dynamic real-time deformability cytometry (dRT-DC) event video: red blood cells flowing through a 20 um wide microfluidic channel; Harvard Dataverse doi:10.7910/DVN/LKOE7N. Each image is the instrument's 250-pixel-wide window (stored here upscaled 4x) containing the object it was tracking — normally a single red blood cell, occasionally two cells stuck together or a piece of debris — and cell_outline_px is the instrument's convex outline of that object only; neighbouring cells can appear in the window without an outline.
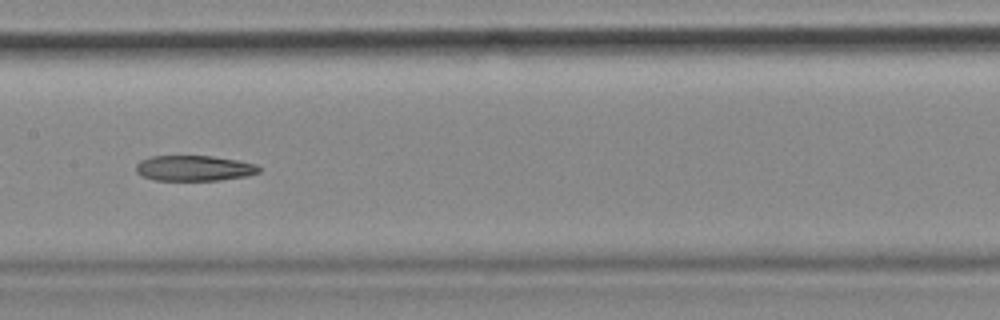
{"species": "common noctule bat (a hibernating species)", "species_latin": "Nyctalus noctula", "temperature_condition": "cold", "stored_images_in_passage": 39, "camera_frame_rate_fps": 3000, "um_per_image_px": 0.085, "animal": {"sex": "female", "body_mass_g": 18.4}, "frame": {"image": 1, "passage_image": 12, "time_ms": 3.667, "image_size_px": [1000, 320], "cell_outline_px": [[260, 172], [248, 176], [220, 180], [156, 180], [144, 176], [136, 172], [136, 164], [140, 160], [152, 156], [212, 156], [236, 160], [256, 164], [260, 168]], "centroid_in_image_um": [16.51, 14.29], "position_along_channel_um": 190.9, "area_um2": 18.21}, "authors_computed_cell_mechanics": {"area_um2": 19.7098, "velocity_mm_per_s": 3.6736, "shape_relaxation_time_tau1_ms": null, "shape_relaxation_time_tau2_ms": 9.3942, "deformation_change_tau1": null, "deformation_change_tau2": 0.2073}}